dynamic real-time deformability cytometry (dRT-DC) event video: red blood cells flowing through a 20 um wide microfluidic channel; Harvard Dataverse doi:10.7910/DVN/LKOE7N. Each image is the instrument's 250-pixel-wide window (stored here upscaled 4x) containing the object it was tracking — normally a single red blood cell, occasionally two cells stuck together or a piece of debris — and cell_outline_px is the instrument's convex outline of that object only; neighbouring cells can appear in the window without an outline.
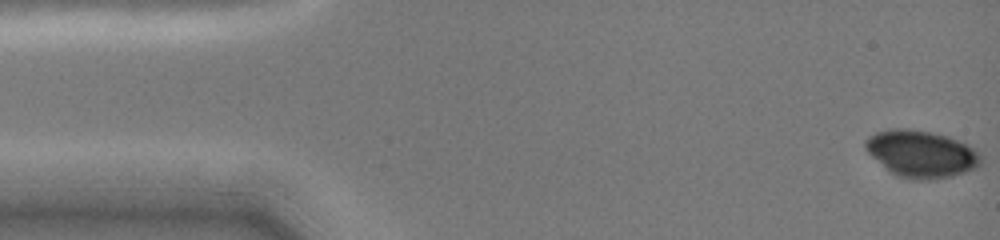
{"species": "common noctule bat (a hibernating species)", "species_latin": "Nyctalus noctula", "temperature_condition": "cold", "stored_images_in_passage": 12, "camera_frame_rate_fps": 3000, "um_per_image_px": 0.085, "animal": {"sex": "female", "body_mass_g": 19.0, "forearm_length_mm": 51.5}, "frame": {"image": 1, "passage_image": 1, "time_ms": 0.0, "image_size_px": [1000, 240], "cell_outline_px": [[980, 164], [976, 168], [952, 176], [936, 180], [912, 180], [896, 176], [872, 156], [864, 148], [864, 140], [868, 136], [876, 132], [888, 128], [904, 128], [932, 132], [948, 136], [968, 144], [976, 148], [980, 156]], "centroid_in_image_um": [78.3, 13.07], "position_along_channel_um": 6.7, "area_um2": 31.91}}
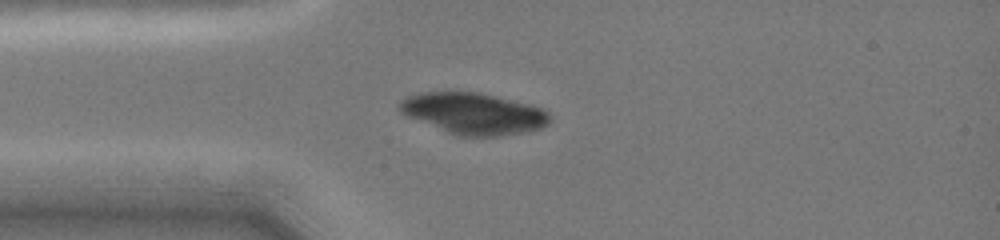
{"frame": {"image": 2, "passage_image": 7, "time_ms": 3.667, "image_size_px": [1000, 240], "cell_outline_px": [[552, 120], [548, 124], [540, 128], [528, 132], [500, 136], [456, 136], [408, 116], [400, 112], [396, 108], [400, 100], [404, 96], [420, 92], [480, 92], [532, 104], [544, 108], [552, 116]], "centroid_in_image_um": [40.28, 9.64], "position_along_channel_um": 44.7, "area_um2": 36.82}}